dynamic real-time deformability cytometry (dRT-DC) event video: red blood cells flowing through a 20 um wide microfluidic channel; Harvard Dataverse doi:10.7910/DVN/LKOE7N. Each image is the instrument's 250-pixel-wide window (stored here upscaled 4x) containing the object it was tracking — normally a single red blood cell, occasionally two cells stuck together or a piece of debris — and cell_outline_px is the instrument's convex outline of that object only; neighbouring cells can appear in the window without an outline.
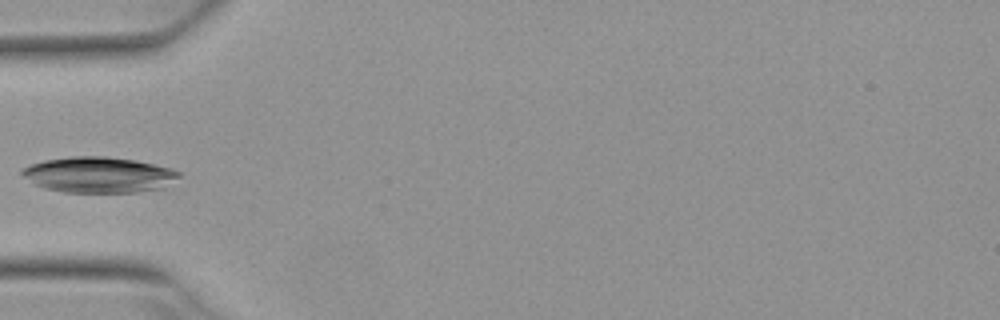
{"species": "Egyptian fruit bat (a non-hibernating species)", "species_latin": "Rousettus aegyptiacus", "temperature_condition": "warm", "stored_images_in_passage": 5, "camera_frame_rate_fps": 3000, "um_per_image_px": 0.085, "animal": {"sex": "female"}, "frame": {"image": 1, "passage_image": 4, "time_ms": 1.0, "image_size_px": [1000, 320], "cell_outline_px": [[180, 176], [164, 188], [136, 192], [64, 192], [44, 188], [36, 184], [24, 176], [20, 172], [24, 168], [32, 164], [44, 160], [72, 156], [108, 156], [136, 160], [172, 168], [180, 172]], "centroid_in_image_um": [8.44, 14.85], "position_along_channel_um": 76.6, "area_um2": 32.66}}
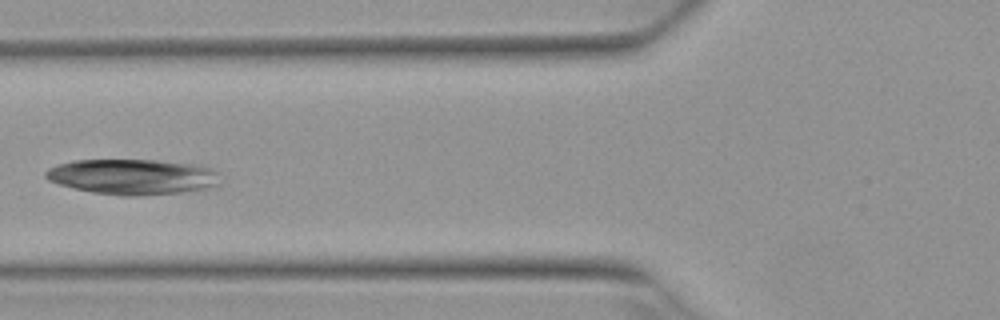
{"frame": {"image": 2, "passage_image": 5, "time_ms": 1.333, "image_size_px": [1000, 320], "cell_outline_px": [[220, 184], [208, 188], [180, 192], [136, 196], [124, 196], [92, 192], [60, 184], [48, 180], [44, 176], [44, 172], [48, 168], [60, 164], [76, 160], [156, 160], [200, 164], [212, 168], [220, 172]], "centroid_in_image_um": [11.34, 15.01], "position_along_channel_um": 114.5, "area_um2": 36.24}}